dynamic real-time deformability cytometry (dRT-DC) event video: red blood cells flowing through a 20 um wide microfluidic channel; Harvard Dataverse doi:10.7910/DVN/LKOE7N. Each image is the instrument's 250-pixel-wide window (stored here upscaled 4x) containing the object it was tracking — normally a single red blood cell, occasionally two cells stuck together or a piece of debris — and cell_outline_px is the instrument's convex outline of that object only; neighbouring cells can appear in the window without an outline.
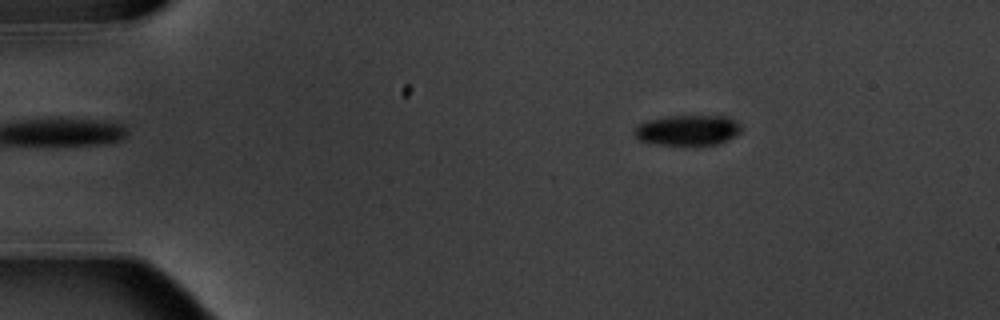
{"species": "common noctule bat (a hibernating species)", "species_latin": "Nyctalus noctula", "temperature_condition": "warm", "stored_images_in_passage": 5, "camera_frame_rate_fps": 3000, "um_per_image_px": 0.085, "animal": {"sex": "male", "body_mass_g": 20.1, "forearm_length_mm": 53.5}, "frame": {"image": 1, "passage_image": 3, "time_ms": 2.333, "image_size_px": [1000, 320], "cell_outline_px": [[740, 132], [736, 136], [728, 140], [716, 144], [656, 144], [640, 140], [632, 132], [636, 124], [648, 120], [668, 116], [728, 116], [736, 120], [740, 124]], "centroid_in_image_um": [58.45, 11.05], "position_along_channel_um": 26.6, "area_um2": 18.9}}